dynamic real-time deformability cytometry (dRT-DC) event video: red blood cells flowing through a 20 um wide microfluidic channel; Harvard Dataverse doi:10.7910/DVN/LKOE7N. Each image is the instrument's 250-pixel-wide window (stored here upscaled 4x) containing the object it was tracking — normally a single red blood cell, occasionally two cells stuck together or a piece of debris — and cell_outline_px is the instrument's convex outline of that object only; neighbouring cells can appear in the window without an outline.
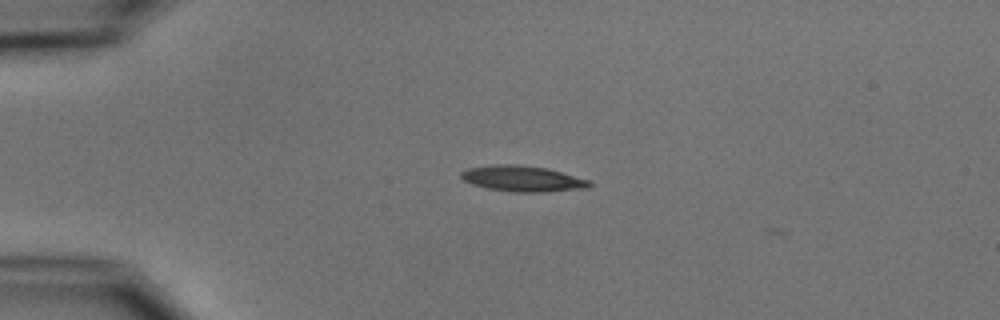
{"species": "common noctule bat (a hibernating species)", "species_latin": "Nyctalus noctula", "temperature_condition": "cold", "stored_images_in_passage": 2, "camera_frame_rate_fps": 3000, "um_per_image_px": 0.085, "animal": {"sex": "male", "body_mass_g": 15.6}, "frame": {"image": 1, "passage_image": 1, "time_ms": 0.0, "image_size_px": [1000, 320], "cell_outline_px": [[592, 184], [588, 188], [544, 192], [512, 192], [488, 188], [472, 184], [464, 180], [460, 176], [460, 172], [468, 168], [492, 164], [516, 164], [548, 168], [588, 180]], "centroid_in_image_um": [44.4, 15.18], "position_along_channel_um": 40.6, "area_um2": 19.31}}